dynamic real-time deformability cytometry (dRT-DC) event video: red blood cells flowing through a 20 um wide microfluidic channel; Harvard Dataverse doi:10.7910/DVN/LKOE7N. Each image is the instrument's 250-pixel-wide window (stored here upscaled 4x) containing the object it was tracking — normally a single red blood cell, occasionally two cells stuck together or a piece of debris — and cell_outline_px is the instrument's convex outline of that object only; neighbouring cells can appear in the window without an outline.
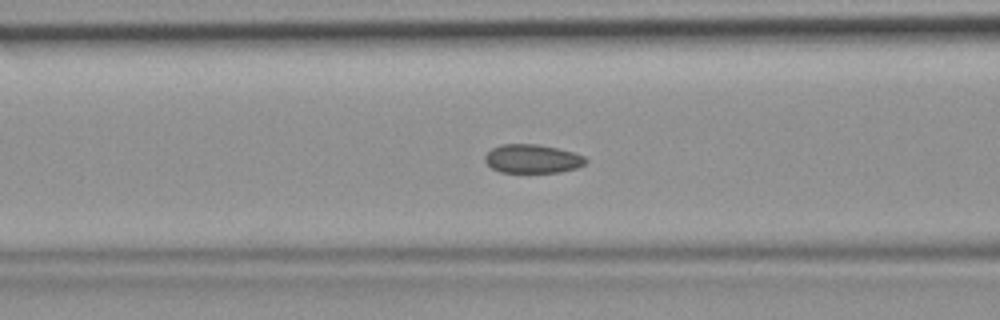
{"species": "common noctule bat (a hibernating species)", "species_latin": "Nyctalus noctula", "temperature_condition": "room temperature", "stored_images_in_passage": 42, "camera_frame_rate_fps": 3000, "um_per_image_px": 0.085, "animal": {"sex": "female", "body_mass_g": 19.9}, "frame": {"image": 1, "passage_image": 14, "time_ms": 4.333, "image_size_px": [1000, 320], "cell_outline_px": [[588, 160], [584, 164], [576, 168], [560, 172], [500, 172], [492, 168], [484, 160], [484, 156], [492, 148], [500, 144], [536, 144], [556, 148], [572, 152], [584, 156]], "centroid_in_image_um": [45.23, 13.49], "position_along_channel_um": 121.4, "area_um2": 16.76}}
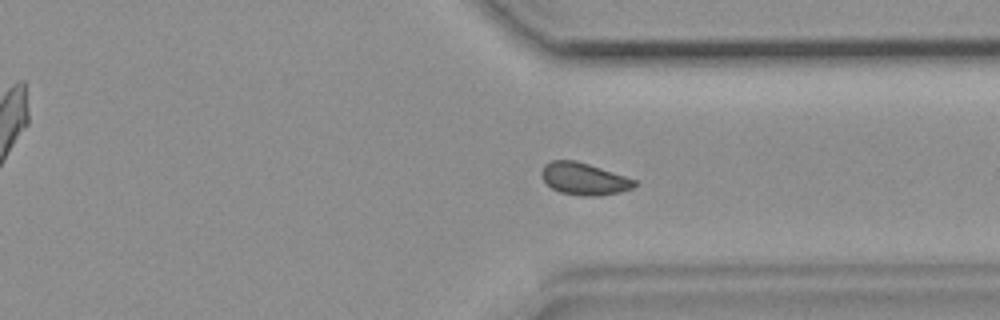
{"frame": {"image": 2, "passage_image": 31, "time_ms": 10.0, "image_size_px": [1000, 320], "cell_outline_px": [[636, 184], [632, 188], [620, 192], [600, 196], [584, 196], [560, 192], [552, 188], [540, 176], [540, 172], [544, 164], [552, 160], [576, 160], [636, 180]], "centroid_in_image_um": [49.6, 15.2], "position_along_channel_um": 361.8, "area_um2": 17.28}}
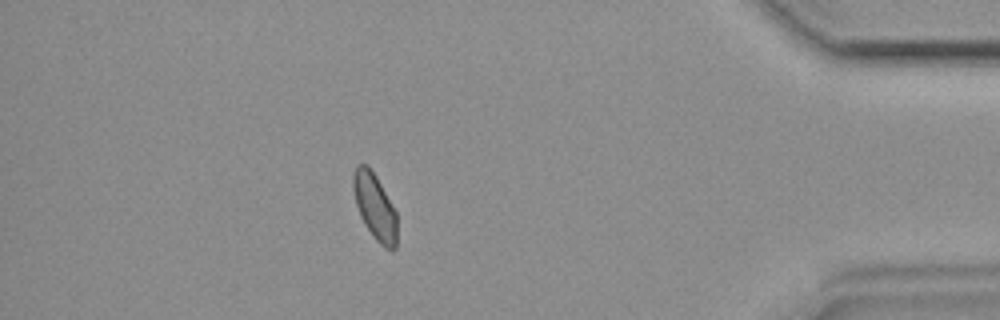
{"frame": {"image": 3, "passage_image": 37, "time_ms": 12.0, "image_size_px": [1000, 320], "cell_outline_px": [[396, 248], [392, 252], [384, 248], [372, 236], [364, 224], [360, 216], [356, 204], [352, 188], [352, 176], [356, 164], [368, 164], [376, 176], [396, 212]], "centroid_in_image_um": [31.84, 17.57], "position_along_channel_um": 403.4, "area_um2": 17.05}}